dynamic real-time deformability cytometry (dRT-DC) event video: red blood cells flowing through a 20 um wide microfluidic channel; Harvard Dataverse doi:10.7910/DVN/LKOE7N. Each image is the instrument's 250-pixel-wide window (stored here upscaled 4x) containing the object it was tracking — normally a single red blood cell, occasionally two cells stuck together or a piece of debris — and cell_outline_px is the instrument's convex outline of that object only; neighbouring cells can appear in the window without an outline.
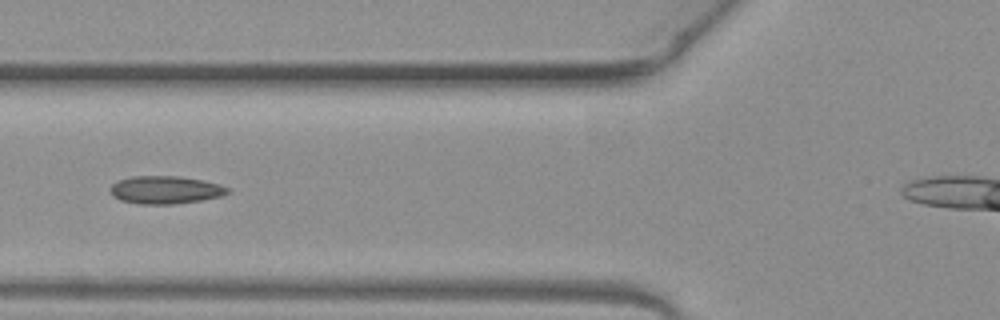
{"species": "common noctule bat (a hibernating species)", "species_latin": "Nyctalus noctula", "temperature_condition": "warm", "stored_images_in_passage": 5, "camera_frame_rate_fps": 3000, "um_per_image_px": 0.085, "animal": {"sex": "female", "body_mass_g": 19.3, "forearm_length_mm": 54.1}, "frame": {"image": 1, "passage_image": 5, "time_ms": 1.333, "image_size_px": [1000, 320], "cell_outline_px": [[228, 192], [220, 196], [200, 200], [176, 204], [136, 204], [120, 200], [112, 196], [108, 188], [112, 184], [120, 180], [132, 176], [176, 176], [200, 180], [216, 184], [228, 188]], "centroid_in_image_um": [13.96, 16.15], "position_along_channel_um": 111.8, "area_um2": 18.84}}